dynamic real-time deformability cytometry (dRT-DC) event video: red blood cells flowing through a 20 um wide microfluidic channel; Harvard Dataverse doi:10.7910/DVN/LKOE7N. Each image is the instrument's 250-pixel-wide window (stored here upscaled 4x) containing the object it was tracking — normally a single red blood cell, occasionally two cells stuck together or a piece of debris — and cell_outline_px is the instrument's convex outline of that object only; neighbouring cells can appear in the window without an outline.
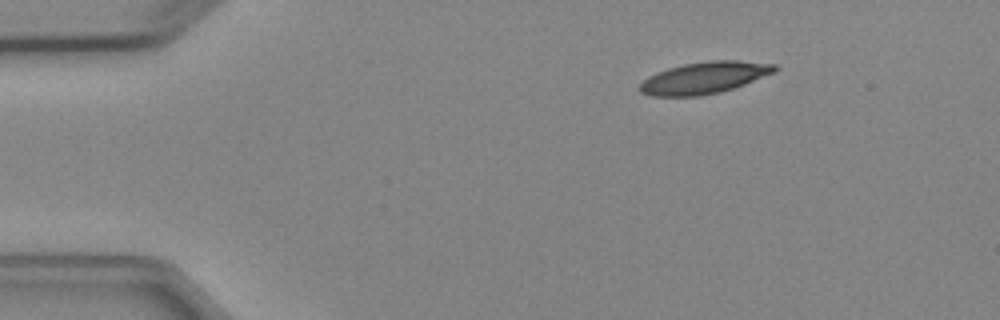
{"species": "Egyptian fruit bat (a non-hibernating species)", "species_latin": "Rousettus aegyptiacus", "temperature_condition": "cold", "stored_images_in_passage": 3, "camera_frame_rate_fps": 3000, "um_per_image_px": 0.085, "animal": {"sex": "female"}, "frame": {"image": 1, "passage_image": 1, "time_ms": 0.0, "image_size_px": [1000, 320], "cell_outline_px": [[780, 68], [776, 72], [744, 84], [720, 92], [700, 96], [652, 96], [640, 92], [640, 84], [648, 76], [656, 72], [668, 68], [684, 64], [708, 60], [740, 60], [776, 64]], "centroid_in_image_um": [59.9, 6.6], "position_along_channel_um": 25.1, "area_um2": 25.09}}